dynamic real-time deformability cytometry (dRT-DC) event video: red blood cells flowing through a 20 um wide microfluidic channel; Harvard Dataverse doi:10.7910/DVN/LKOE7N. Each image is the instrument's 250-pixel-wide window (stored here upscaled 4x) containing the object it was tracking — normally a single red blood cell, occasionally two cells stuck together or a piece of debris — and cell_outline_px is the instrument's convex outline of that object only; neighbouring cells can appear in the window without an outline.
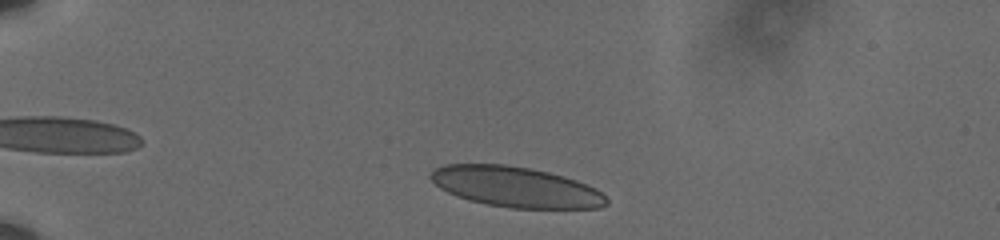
{"species": "human", "species_latin": "Homo sapiens", "temperature_condition": "cold", "stored_images_in_passage": 46, "camera_frame_rate_fps": 3000, "um_per_image_px": 0.085, "donor": {"sex": "male"}, "frame": {"image": 1, "passage_image": 3, "time_ms": 0.667, "image_size_px": [1000, 240], "cell_outline_px": [[608, 204], [600, 208], [508, 208], [484, 204], [468, 200], [456, 196], [440, 188], [428, 176], [436, 168], [444, 164], [504, 164], [528, 168], [548, 172], [564, 176], [576, 180], [596, 188], [608, 200]], "centroid_in_image_um": [43.83, 15.89], "position_along_channel_um": 41.2, "area_um2": 41.44}}
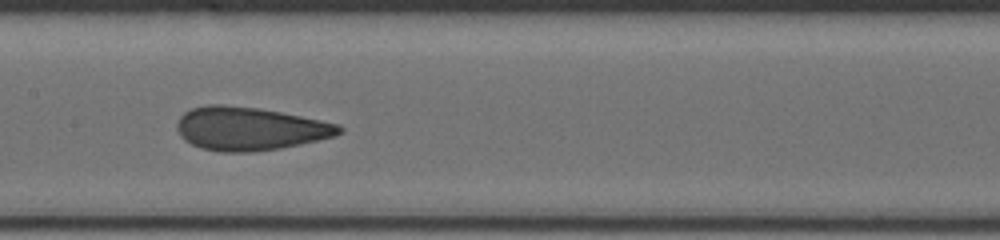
{"frame": {"image": 2, "passage_image": 20, "time_ms": 6.333, "image_size_px": [1000, 240], "cell_outline_px": [[344, 132], [336, 136], [300, 144], [280, 148], [252, 152], [220, 152], [200, 148], [184, 140], [180, 136], [176, 128], [176, 124], [180, 116], [184, 112], [192, 108], [208, 104], [220, 104], [260, 108], [340, 124], [344, 128]], "centroid_in_image_um": [21.22, 10.94], "position_along_channel_um": 186.2, "area_um2": 41.15}}
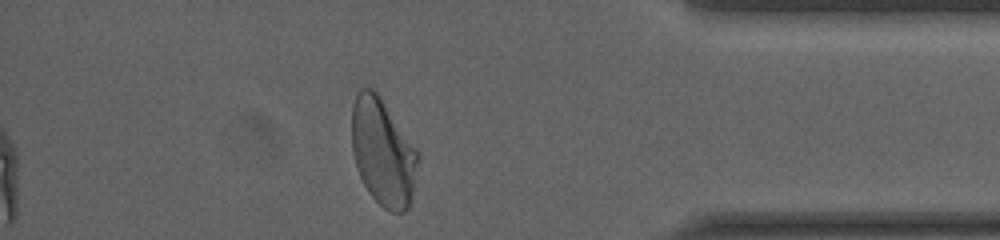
{"frame": {"image": 3, "passage_image": 40, "time_ms": 13.0, "image_size_px": [1000, 240], "cell_outline_px": [[420, 156], [412, 196], [408, 208], [404, 212], [392, 212], [384, 208], [368, 192], [356, 168], [352, 152], [352, 108], [356, 96], [360, 88], [372, 88], [380, 96], [420, 152]], "centroid_in_image_um": [32.56, 12.94], "position_along_channel_um": 402.6, "area_um2": 41.56}, "authors_computed_cell_mechanics": {"area_um2": 41.2981, "velocity_mm_per_s": 3.5926, "shape_relaxation_time_tau1_ms": 6.9116, "shape_relaxation_time_tau2_ms": 0.9303, "deformation_change_tau1": 0.1834, "deformation_change_tau2": 0.0804}}